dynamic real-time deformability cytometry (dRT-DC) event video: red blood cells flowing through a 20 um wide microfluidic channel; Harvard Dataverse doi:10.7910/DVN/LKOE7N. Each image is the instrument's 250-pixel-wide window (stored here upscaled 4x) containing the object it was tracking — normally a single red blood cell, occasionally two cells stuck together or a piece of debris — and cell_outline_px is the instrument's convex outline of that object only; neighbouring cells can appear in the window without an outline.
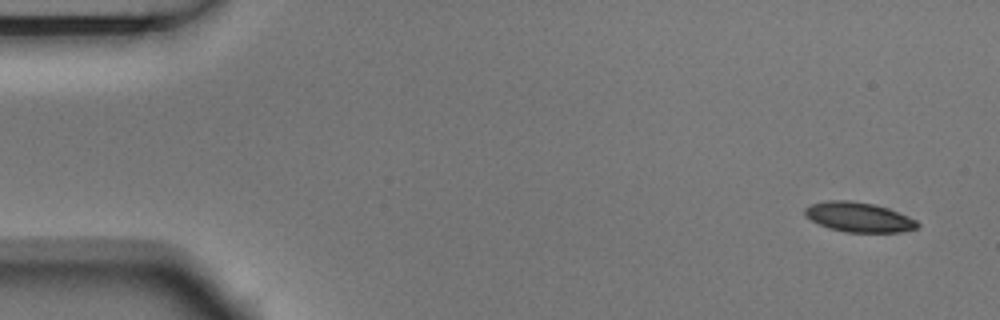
{"species": "Egyptian fruit bat (a non-hibernating species)", "species_latin": "Rousettus aegyptiacus", "temperature_condition": "room temperature", "stored_images_in_passage": 9, "camera_frame_rate_fps": 3000, "um_per_image_px": 0.085, "animal": {"sex": "male"}, "frame": {"image": 1, "passage_image": 1, "time_ms": 0.0, "image_size_px": [1000, 320], "cell_outline_px": [[920, 224], [916, 228], [900, 232], [844, 232], [828, 228], [804, 216], [804, 208], [812, 204], [828, 200], [852, 200], [872, 204], [888, 208], [916, 220]], "centroid_in_image_um": [72.96, 18.45], "position_along_channel_um": 12.0, "area_um2": 19.42}}
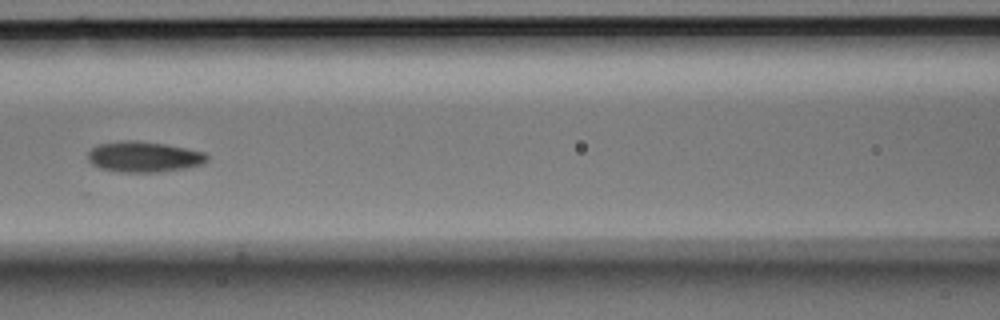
{"frame": {"image": 2, "passage_image": 6, "time_ms": 1.667, "image_size_px": [1000, 320], "cell_outline_px": [[208, 160], [204, 164], [184, 168], [160, 172], [120, 172], [100, 168], [92, 164], [88, 160], [88, 152], [96, 144], [124, 140], [136, 140], [164, 144], [204, 152], [208, 156]], "centroid_in_image_um": [12.2, 13.33], "position_along_channel_um": 154.4, "area_um2": 21.33}}
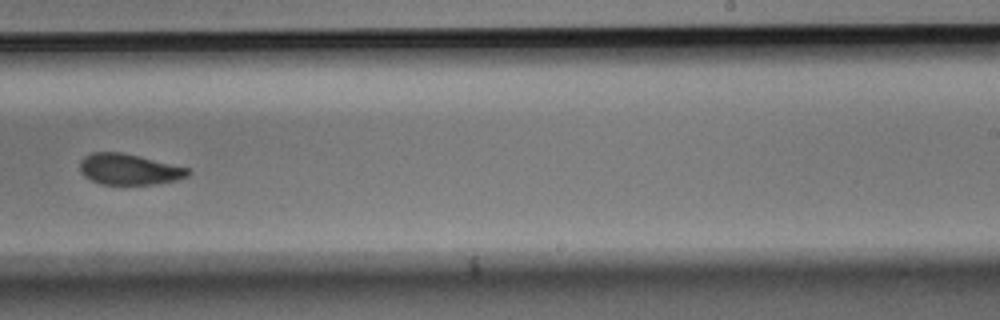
{"frame": {"image": 3, "passage_image": 9, "time_ms": 2.667, "image_size_px": [1000, 320], "cell_outline_px": [[192, 172], [188, 176], [176, 180], [156, 184], [100, 184], [84, 176], [80, 172], [80, 160], [84, 156], [92, 152], [120, 152], [140, 156], [188, 168]], "centroid_in_image_um": [10.96, 14.39], "position_along_channel_um": 278.0, "area_um2": 19.48}}